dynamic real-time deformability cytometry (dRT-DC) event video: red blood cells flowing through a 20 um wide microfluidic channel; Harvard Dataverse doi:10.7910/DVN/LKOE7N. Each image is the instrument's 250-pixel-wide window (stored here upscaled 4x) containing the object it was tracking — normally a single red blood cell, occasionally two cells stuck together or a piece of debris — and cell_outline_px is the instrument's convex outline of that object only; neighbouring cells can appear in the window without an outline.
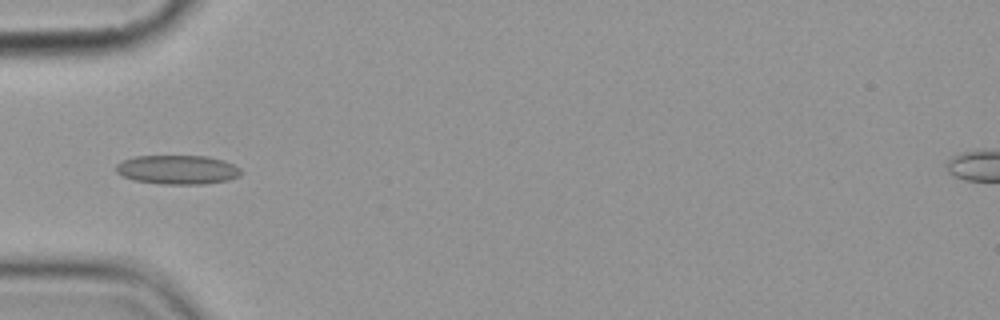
{"species": "common noctule bat (a hibernating species)", "species_latin": "Nyctalus noctula", "temperature_condition": "cold", "stored_images_in_passage": 3, "camera_frame_rate_fps": 3000, "um_per_image_px": 0.085, "animal": {"sex": "female", "body_mass_g": 19.9}, "frame": {"image": 1, "passage_image": 1, "time_ms": 0.0, "image_size_px": [1000, 320], "cell_outline_px": [[240, 176], [228, 180], [204, 184], [160, 184], [132, 180], [116, 172], [116, 164], [124, 160], [136, 156], [208, 156], [224, 160], [240, 168]], "centroid_in_image_um": [15.09, 14.42], "position_along_channel_um": 69.9, "area_um2": 21.21}}
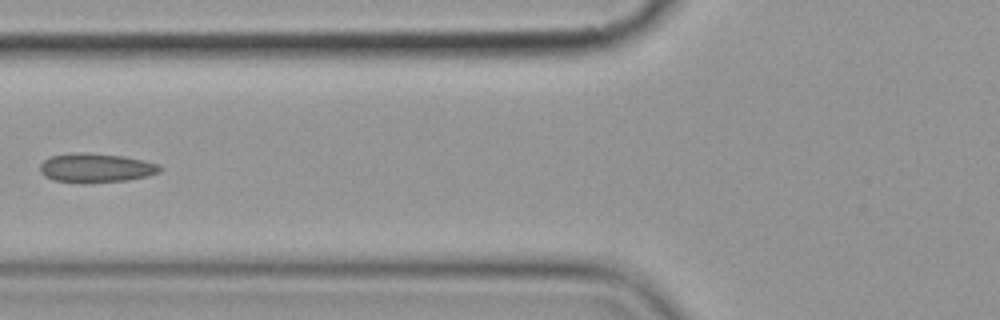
{"frame": {"image": 2, "passage_image": 2, "time_ms": 1.333, "image_size_px": [1000, 320], "cell_outline_px": [[164, 168], [160, 172], [148, 176], [128, 180], [52, 180], [44, 176], [40, 172], [40, 164], [48, 156], [72, 152], [80, 152], [124, 156], [160, 164]], "centroid_in_image_um": [8.18, 14.22], "position_along_channel_um": 117.6, "area_um2": 19.77}}
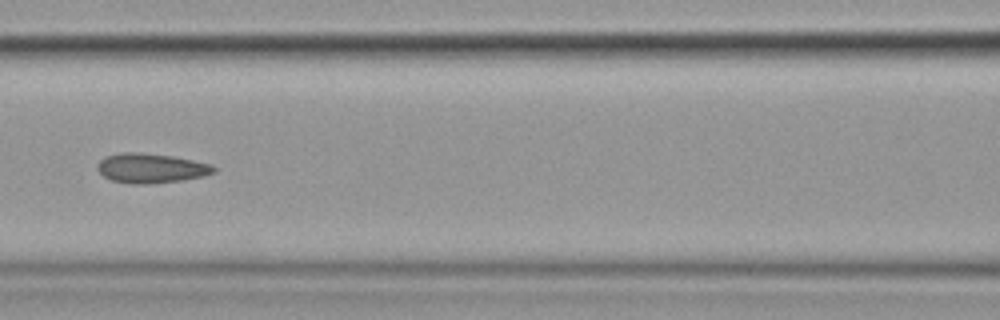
{"frame": {"image": 3, "passage_image": 3, "time_ms": 2.333, "image_size_px": [1000, 320], "cell_outline_px": [[216, 172], [204, 176], [184, 180], [148, 184], [132, 184], [112, 180], [104, 176], [96, 168], [96, 164], [104, 156], [124, 152], [140, 152], [172, 156], [212, 164], [216, 168]], "centroid_in_image_um": [12.84, 14.29], "position_along_channel_um": 153.8, "area_um2": 20.23}}